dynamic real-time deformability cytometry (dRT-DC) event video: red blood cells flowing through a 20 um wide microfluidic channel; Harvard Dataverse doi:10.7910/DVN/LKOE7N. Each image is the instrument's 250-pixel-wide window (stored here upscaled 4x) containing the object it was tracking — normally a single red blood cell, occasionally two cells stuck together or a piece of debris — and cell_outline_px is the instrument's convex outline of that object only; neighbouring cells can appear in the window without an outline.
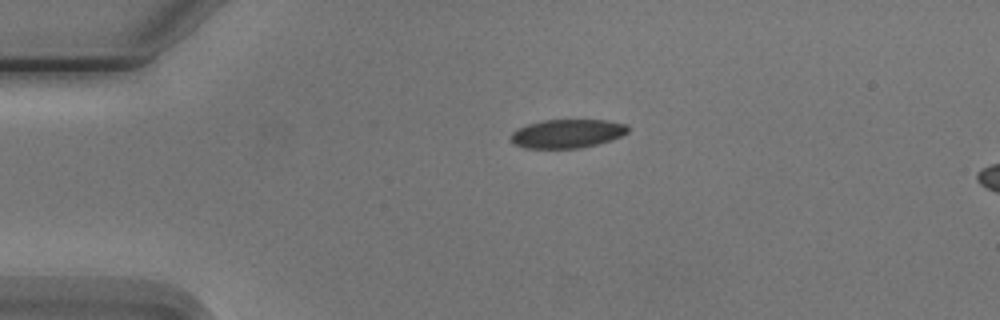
{"species": "Egyptian fruit bat (a non-hibernating species)", "species_latin": "Rousettus aegyptiacus", "temperature_condition": "cold", "stored_images_in_passage": 3, "segment_of_instrument_passage": [1, 2], "camera_frame_rate_fps": 3000, "um_per_image_px": 0.085, "animal": {"sex": "male"}, "frame": {"image": 1, "passage_image": 1, "time_ms": 0.0, "image_size_px": [1000, 320], "cell_outline_px": [[628, 132], [612, 140], [580, 148], [524, 148], [516, 144], [508, 136], [516, 128], [528, 124], [544, 120], [608, 120], [628, 124]], "centroid_in_image_um": [48.21, 11.35], "position_along_channel_um": 36.8, "area_um2": 19.65}}